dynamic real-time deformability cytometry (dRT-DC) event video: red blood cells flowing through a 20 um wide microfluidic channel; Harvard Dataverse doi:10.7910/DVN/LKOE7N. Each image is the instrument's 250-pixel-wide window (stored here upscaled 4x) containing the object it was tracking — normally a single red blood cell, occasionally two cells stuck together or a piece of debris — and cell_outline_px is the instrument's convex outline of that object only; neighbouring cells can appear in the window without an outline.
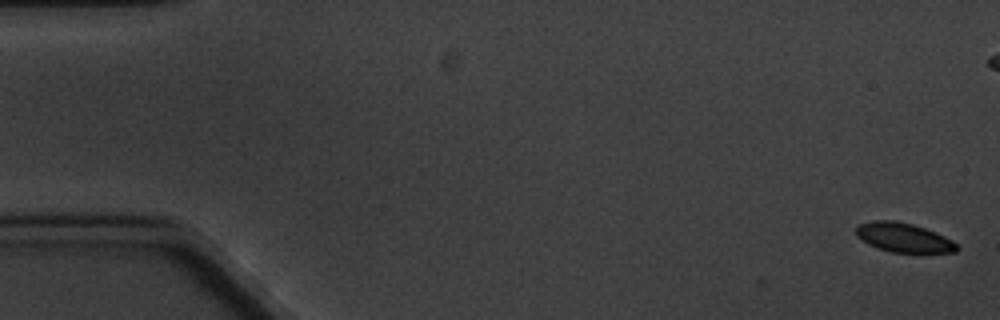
{"species": "common noctule bat (a hibernating species)", "species_latin": "Nyctalus noctula", "temperature_condition": "cold", "stored_images_in_passage": 4, "camera_frame_rate_fps": 3000, "um_per_image_px": 0.085, "animal": {"sex": "male", "body_mass_g": 20.1, "forearm_length_mm": 53.5}, "frame": {"image": 1, "passage_image": 4, "time_ms": 3.667, "image_size_px": [1000, 320], "cell_outline_px": [[960, 248], [956, 252], [892, 252], [876, 248], [868, 244], [856, 236], [856, 228], [860, 224], [876, 220], [896, 220], [912, 224], [924, 228], [944, 236], [952, 240]], "centroid_in_image_um": [76.79, 20.19], "position_along_channel_um": 8.2, "area_um2": 17.05}}